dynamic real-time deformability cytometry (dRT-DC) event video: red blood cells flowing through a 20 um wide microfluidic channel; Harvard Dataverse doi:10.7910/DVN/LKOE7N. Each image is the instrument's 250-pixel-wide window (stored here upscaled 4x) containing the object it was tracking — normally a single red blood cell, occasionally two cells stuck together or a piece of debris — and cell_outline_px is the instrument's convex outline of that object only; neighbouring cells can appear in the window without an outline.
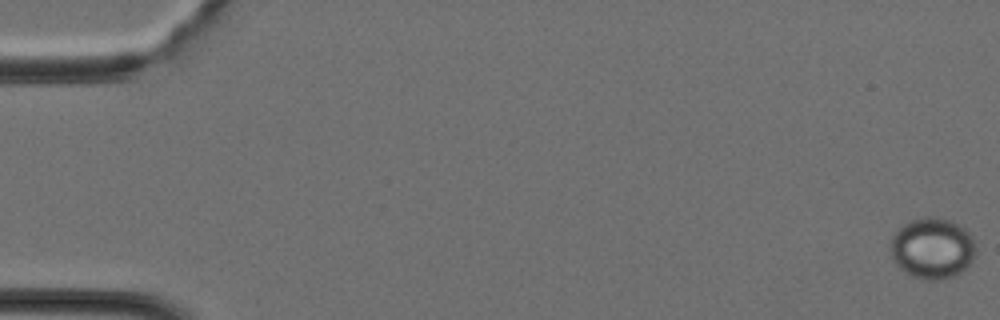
{"species": "Egyptian fruit bat (a non-hibernating species)", "species_latin": "Rousettus aegyptiacus", "temperature_condition": "cold", "stored_images_in_passage": 41, "camera_frame_rate_fps": 3000, "um_per_image_px": 0.085, "animal": {"sex": "female"}, "frame": {"image": 1, "passage_image": 1, "time_ms": 0.0, "image_size_px": [1000, 320], "cell_outline_px": [[976, 252], [968, 268], [952, 276], [940, 280], [924, 280], [912, 276], [904, 272], [892, 260], [888, 248], [888, 240], [904, 224], [912, 220], [924, 216], [940, 216], [952, 220], [964, 228], [968, 232], [976, 248]], "centroid_in_image_um": [79.21, 21.09], "position_along_channel_um": 5.8, "area_um2": 30.92}}
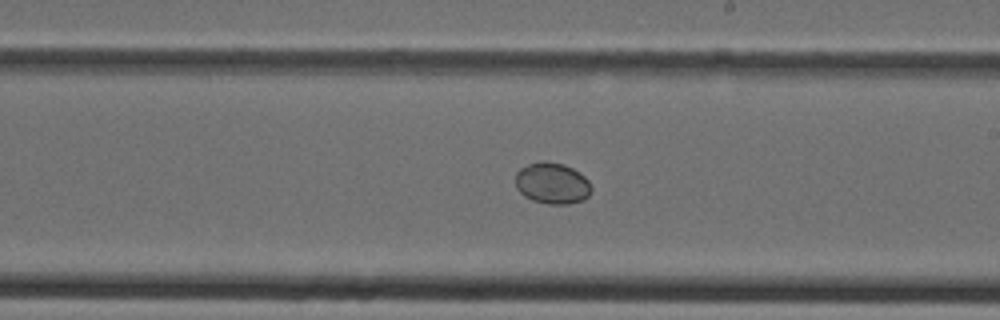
{"frame": {"image": 2, "passage_image": 24, "time_ms": 7.667, "image_size_px": [1000, 320], "cell_outline_px": [[592, 188], [588, 196], [584, 200], [568, 204], [548, 204], [532, 200], [524, 196], [516, 188], [516, 172], [520, 168], [528, 164], [540, 160], [544, 160], [564, 164], [580, 172], [588, 180]], "centroid_in_image_um": [46.93, 15.57], "position_along_channel_um": 242.1, "area_um2": 18.5}}
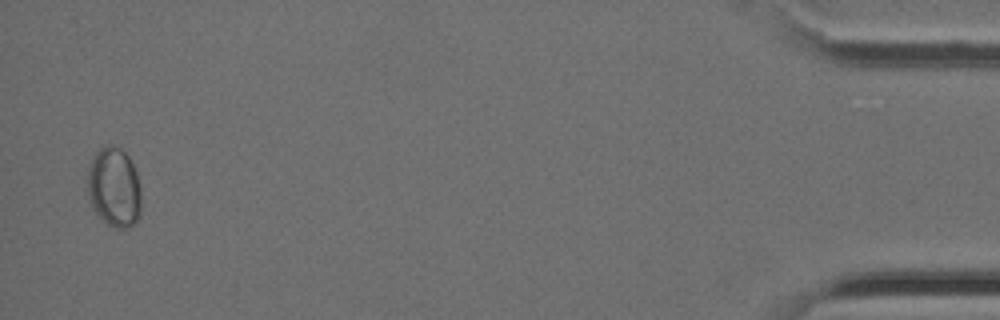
{"frame": {"image": 3, "passage_image": 40, "time_ms": 13.0, "image_size_px": [1000, 320], "cell_outline_px": [[140, 216], [128, 228], [116, 228], [108, 224], [92, 208], [88, 196], [88, 172], [92, 160], [96, 152], [104, 144], [112, 144], [120, 148], [128, 156], [136, 172], [140, 184]], "centroid_in_image_um": [9.71, 15.91], "position_along_channel_um": 425.5, "area_um2": 24.85}}